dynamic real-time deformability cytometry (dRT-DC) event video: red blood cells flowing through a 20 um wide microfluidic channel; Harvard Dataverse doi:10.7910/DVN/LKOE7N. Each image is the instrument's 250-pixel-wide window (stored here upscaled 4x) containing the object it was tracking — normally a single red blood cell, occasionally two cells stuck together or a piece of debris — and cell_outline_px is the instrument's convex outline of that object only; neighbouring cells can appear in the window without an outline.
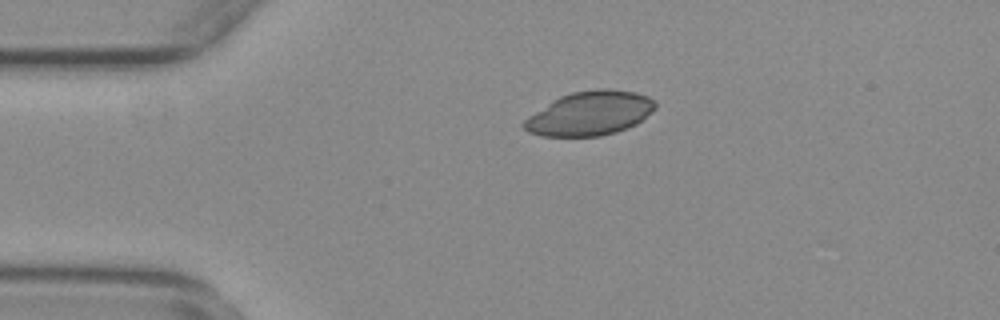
{"species": "common noctule bat (a hibernating species)", "species_latin": "Nyctalus noctula", "temperature_condition": "warm", "stored_images_in_passage": 45, "camera_frame_rate_fps": 3000, "um_per_image_px": 0.085, "animal": {"sex": "female", "body_mass_g": 29.2, "forearm_length_mm": 56.3}, "frame": {"image": 1, "passage_image": 2, "time_ms": 0.333, "image_size_px": [1000, 320], "cell_outline_px": [[656, 108], [636, 124], [616, 132], [600, 136], [540, 136], [528, 132], [520, 124], [528, 116], [552, 100], [560, 96], [572, 92], [596, 88], [608, 88], [636, 92], [648, 96], [656, 100]], "centroid_in_image_um": [50.13, 9.63], "position_along_channel_um": 34.9, "area_um2": 33.99}}